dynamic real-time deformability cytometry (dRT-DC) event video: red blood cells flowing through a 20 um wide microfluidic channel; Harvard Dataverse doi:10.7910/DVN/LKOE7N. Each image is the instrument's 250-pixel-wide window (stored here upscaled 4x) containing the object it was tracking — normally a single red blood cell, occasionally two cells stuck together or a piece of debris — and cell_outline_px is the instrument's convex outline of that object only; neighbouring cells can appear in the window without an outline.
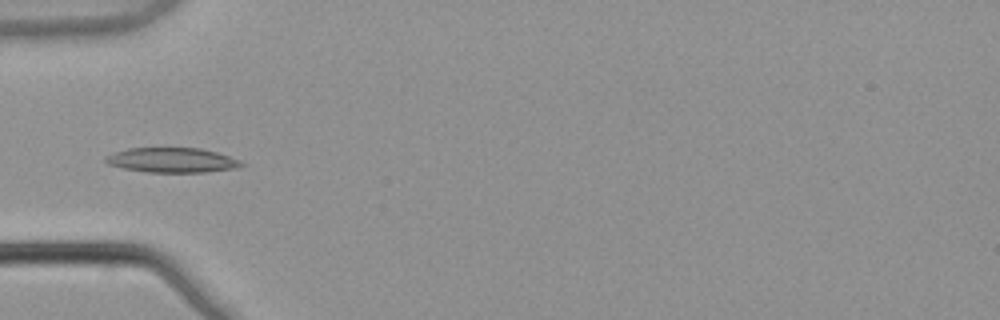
{"species": "common noctule bat (a hibernating species)", "species_latin": "Nyctalus noctula", "temperature_condition": "warm", "stored_images_in_passage": 5, "camera_frame_rate_fps": 3000, "um_per_image_px": 0.085, "animal": {"sex": "male", "body_mass_g": 21.5, "forearm_length_mm": 52.0}, "frame": {"image": 1, "passage_image": 5, "time_ms": 1.333, "image_size_px": [1000, 320], "cell_outline_px": [[248, 164], [236, 168], [204, 172], [148, 172], [124, 168], [108, 164], [104, 160], [104, 156], [128, 148], [200, 148], [216, 152], [240, 160]], "centroid_in_image_um": [14.64, 13.61], "position_along_channel_um": 70.4, "area_um2": 19.54}}